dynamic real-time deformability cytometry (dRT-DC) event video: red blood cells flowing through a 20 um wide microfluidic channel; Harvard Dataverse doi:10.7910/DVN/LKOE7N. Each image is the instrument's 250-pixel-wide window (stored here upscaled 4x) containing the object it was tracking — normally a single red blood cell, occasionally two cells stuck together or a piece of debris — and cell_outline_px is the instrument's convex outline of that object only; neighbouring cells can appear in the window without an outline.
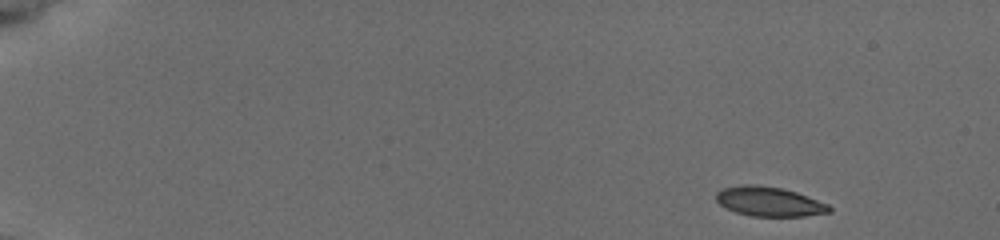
{"species": "common noctule bat (a hibernating species)", "species_latin": "Nyctalus noctula", "temperature_condition": "cold", "stored_images_in_passage": 40, "camera_frame_rate_fps": 3000, "um_per_image_px": 0.085, "animal": {"sex": "female", "body_mass_g": 19.5, "forearm_length_mm": 54.1}, "frame": {"image": 1, "passage_image": 1, "time_ms": 0.0, "image_size_px": [1000, 240], "cell_outline_px": [[832, 212], [804, 216], [752, 216], [736, 212], [720, 204], [716, 200], [716, 192], [724, 188], [744, 184], [756, 184], [780, 188], [796, 192], [828, 204], [832, 208]], "centroid_in_image_um": [65.39, 17.13], "position_along_channel_um": 19.6, "area_um2": 19.31}}
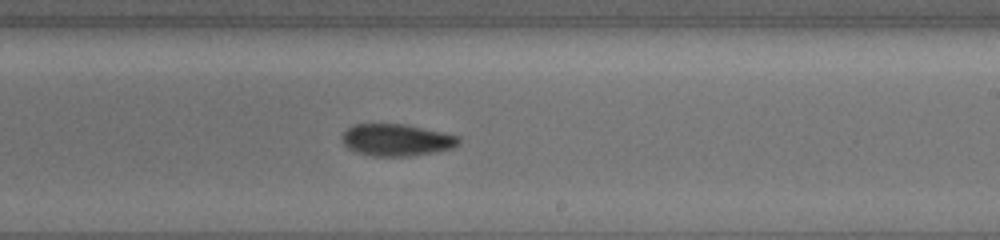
{"frame": {"image": 2, "passage_image": 23, "time_ms": 7.333, "image_size_px": [1000, 240], "cell_outline_px": [[460, 144], [456, 148], [436, 152], [408, 156], [372, 156], [356, 152], [348, 148], [344, 144], [340, 136], [352, 124], [404, 124], [460, 136]], "centroid_in_image_um": [33.72, 11.9], "position_along_channel_um": 255.3, "area_um2": 21.91}}
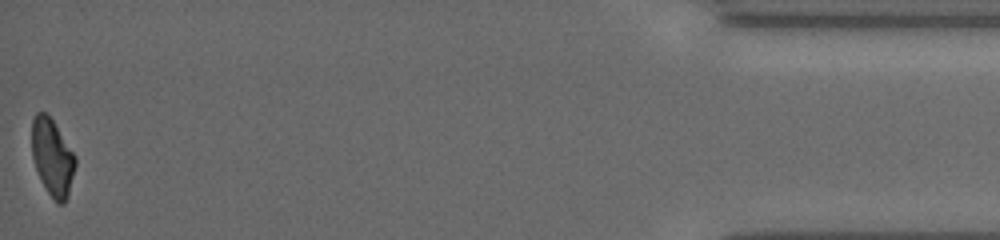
{"frame": {"image": 3, "passage_image": 40, "time_ms": 13.0, "image_size_px": [1000, 240], "cell_outline_px": [[76, 164], [68, 196], [64, 204], [56, 204], [48, 192], [36, 168], [32, 156], [32, 120], [36, 112], [44, 112], [52, 120], [76, 156]], "centroid_in_image_um": [4.46, 13.39], "position_along_channel_um": 430.7, "area_um2": 19.25}}